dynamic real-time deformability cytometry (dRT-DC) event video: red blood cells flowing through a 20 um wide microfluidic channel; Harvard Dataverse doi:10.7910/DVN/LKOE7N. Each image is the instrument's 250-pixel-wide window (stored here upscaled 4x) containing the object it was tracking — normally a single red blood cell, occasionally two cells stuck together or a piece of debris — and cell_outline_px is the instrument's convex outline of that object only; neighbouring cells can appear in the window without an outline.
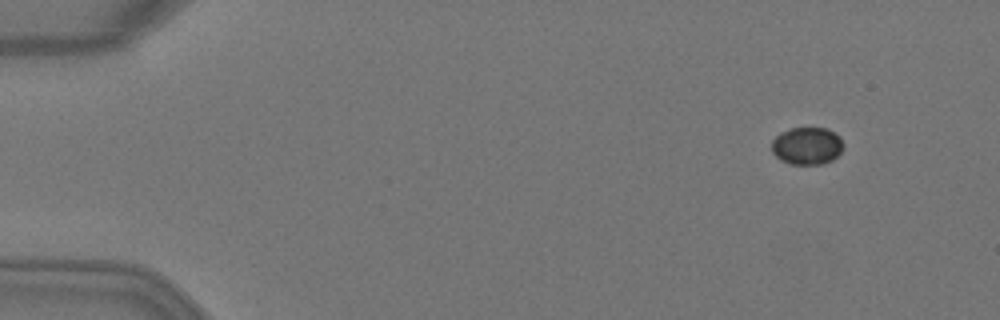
{"species": "Egyptian fruit bat (a non-hibernating species)", "species_latin": "Rousettus aegyptiacus", "temperature_condition": "warm", "stored_images_in_passage": 5, "camera_frame_rate_fps": 3000, "um_per_image_px": 0.085, "animal": {"sex": "female"}, "frame": {"image": 1, "passage_image": 2, "time_ms": 0.333, "image_size_px": [1000, 320], "cell_outline_px": [[844, 144], [840, 152], [832, 160], [824, 164], [792, 164], [780, 160], [772, 152], [772, 140], [780, 132], [792, 128], [828, 128], [840, 136]], "centroid_in_image_um": [68.6, 12.39], "position_along_channel_um": 16.4, "area_um2": 15.72}}
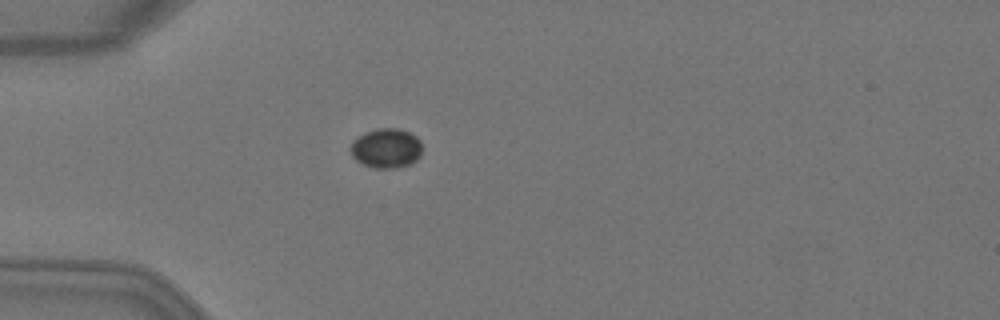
{"frame": {"image": 2, "passage_image": 5, "time_ms": 1.333, "image_size_px": [1000, 320], "cell_outline_px": [[420, 156], [416, 160], [408, 164], [396, 168], [372, 168], [356, 160], [352, 156], [352, 140], [376, 128], [400, 128], [416, 136], [420, 140]], "centroid_in_image_um": [32.84, 12.6], "position_along_channel_um": 52.2, "area_um2": 16.3}}